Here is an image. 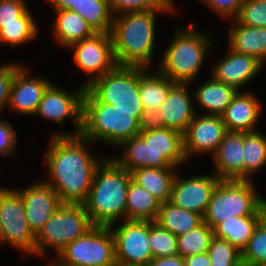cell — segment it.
I'll return each mask as SVG.
<instances>
[{"label":"cell","instance_id":"cell-1","mask_svg":"<svg viewBox=\"0 0 266 266\" xmlns=\"http://www.w3.org/2000/svg\"><path fill=\"white\" fill-rule=\"evenodd\" d=\"M44 159L50 175L47 182L63 204H83L97 167L105 159L88 149L92 143L79 136H51Z\"/></svg>","mask_w":266,"mask_h":266},{"label":"cell","instance_id":"cell-2","mask_svg":"<svg viewBox=\"0 0 266 266\" xmlns=\"http://www.w3.org/2000/svg\"><path fill=\"white\" fill-rule=\"evenodd\" d=\"M170 10L127 12L113 17L111 37L117 66L149 69L153 59L156 14Z\"/></svg>","mask_w":266,"mask_h":266},{"label":"cell","instance_id":"cell-3","mask_svg":"<svg viewBox=\"0 0 266 266\" xmlns=\"http://www.w3.org/2000/svg\"><path fill=\"white\" fill-rule=\"evenodd\" d=\"M122 157L112 158L128 172L139 168L177 169L187 160L183 151V134L169 128L140 132L123 141Z\"/></svg>","mask_w":266,"mask_h":266},{"label":"cell","instance_id":"cell-4","mask_svg":"<svg viewBox=\"0 0 266 266\" xmlns=\"http://www.w3.org/2000/svg\"><path fill=\"white\" fill-rule=\"evenodd\" d=\"M131 172L121 168L112 158L97 167L83 206L93 226L110 227L125 220L127 189Z\"/></svg>","mask_w":266,"mask_h":266},{"label":"cell","instance_id":"cell-5","mask_svg":"<svg viewBox=\"0 0 266 266\" xmlns=\"http://www.w3.org/2000/svg\"><path fill=\"white\" fill-rule=\"evenodd\" d=\"M142 112L117 110L113 105L101 102L86 88L80 136L92 143L99 140L118 147L140 133Z\"/></svg>","mask_w":266,"mask_h":266},{"label":"cell","instance_id":"cell-6","mask_svg":"<svg viewBox=\"0 0 266 266\" xmlns=\"http://www.w3.org/2000/svg\"><path fill=\"white\" fill-rule=\"evenodd\" d=\"M175 29L158 71L174 83L191 84L203 65L212 41L206 33L199 32L193 23L188 28L177 26Z\"/></svg>","mask_w":266,"mask_h":266},{"label":"cell","instance_id":"cell-7","mask_svg":"<svg viewBox=\"0 0 266 266\" xmlns=\"http://www.w3.org/2000/svg\"><path fill=\"white\" fill-rule=\"evenodd\" d=\"M253 180H220L214 189L203 221L213 230L231 217L266 215V199Z\"/></svg>","mask_w":266,"mask_h":266},{"label":"cell","instance_id":"cell-8","mask_svg":"<svg viewBox=\"0 0 266 266\" xmlns=\"http://www.w3.org/2000/svg\"><path fill=\"white\" fill-rule=\"evenodd\" d=\"M93 227L83 204H62L36 235L35 255L46 257V249L56 254Z\"/></svg>","mask_w":266,"mask_h":266},{"label":"cell","instance_id":"cell-9","mask_svg":"<svg viewBox=\"0 0 266 266\" xmlns=\"http://www.w3.org/2000/svg\"><path fill=\"white\" fill-rule=\"evenodd\" d=\"M87 88L101 102L117 110H144L139 91V67L116 66Z\"/></svg>","mask_w":266,"mask_h":266},{"label":"cell","instance_id":"cell-10","mask_svg":"<svg viewBox=\"0 0 266 266\" xmlns=\"http://www.w3.org/2000/svg\"><path fill=\"white\" fill-rule=\"evenodd\" d=\"M57 259L69 266H117L110 228L93 226L62 249Z\"/></svg>","mask_w":266,"mask_h":266},{"label":"cell","instance_id":"cell-11","mask_svg":"<svg viewBox=\"0 0 266 266\" xmlns=\"http://www.w3.org/2000/svg\"><path fill=\"white\" fill-rule=\"evenodd\" d=\"M0 221L3 244L35 255L36 236L29 228L21 195L5 186L0 188Z\"/></svg>","mask_w":266,"mask_h":266},{"label":"cell","instance_id":"cell-12","mask_svg":"<svg viewBox=\"0 0 266 266\" xmlns=\"http://www.w3.org/2000/svg\"><path fill=\"white\" fill-rule=\"evenodd\" d=\"M86 88L82 85L72 93L53 82L45 90L38 104L35 116L52 120L55 123H64L65 119L73 120L76 127L72 133H55L51 136H79L82 129L83 98Z\"/></svg>","mask_w":266,"mask_h":266},{"label":"cell","instance_id":"cell-13","mask_svg":"<svg viewBox=\"0 0 266 266\" xmlns=\"http://www.w3.org/2000/svg\"><path fill=\"white\" fill-rule=\"evenodd\" d=\"M117 266H146L153 255L149 245V221L123 220L111 225Z\"/></svg>","mask_w":266,"mask_h":266},{"label":"cell","instance_id":"cell-14","mask_svg":"<svg viewBox=\"0 0 266 266\" xmlns=\"http://www.w3.org/2000/svg\"><path fill=\"white\" fill-rule=\"evenodd\" d=\"M68 49L73 50V62L76 67L89 76L82 84L85 88L117 66L110 33H95L89 38L73 43Z\"/></svg>","mask_w":266,"mask_h":266},{"label":"cell","instance_id":"cell-15","mask_svg":"<svg viewBox=\"0 0 266 266\" xmlns=\"http://www.w3.org/2000/svg\"><path fill=\"white\" fill-rule=\"evenodd\" d=\"M199 116V117H198ZM196 115L183 134V151L186 160L194 154L214 155L228 132L219 115Z\"/></svg>","mask_w":266,"mask_h":266},{"label":"cell","instance_id":"cell-16","mask_svg":"<svg viewBox=\"0 0 266 266\" xmlns=\"http://www.w3.org/2000/svg\"><path fill=\"white\" fill-rule=\"evenodd\" d=\"M220 179L215 174L192 176L189 178L175 176L170 202L187 211L205 215L212 193Z\"/></svg>","mask_w":266,"mask_h":266},{"label":"cell","instance_id":"cell-17","mask_svg":"<svg viewBox=\"0 0 266 266\" xmlns=\"http://www.w3.org/2000/svg\"><path fill=\"white\" fill-rule=\"evenodd\" d=\"M15 190L21 195L29 228L36 236L63 203L45 180Z\"/></svg>","mask_w":266,"mask_h":266},{"label":"cell","instance_id":"cell-18","mask_svg":"<svg viewBox=\"0 0 266 266\" xmlns=\"http://www.w3.org/2000/svg\"><path fill=\"white\" fill-rule=\"evenodd\" d=\"M263 65L256 57L236 52L229 47L227 55L212 67L211 75L217 81L240 91L261 72Z\"/></svg>","mask_w":266,"mask_h":266},{"label":"cell","instance_id":"cell-19","mask_svg":"<svg viewBox=\"0 0 266 266\" xmlns=\"http://www.w3.org/2000/svg\"><path fill=\"white\" fill-rule=\"evenodd\" d=\"M28 69L21 66L12 80L8 107L23 115H34L48 86L46 78L28 76Z\"/></svg>","mask_w":266,"mask_h":266},{"label":"cell","instance_id":"cell-20","mask_svg":"<svg viewBox=\"0 0 266 266\" xmlns=\"http://www.w3.org/2000/svg\"><path fill=\"white\" fill-rule=\"evenodd\" d=\"M190 84L176 83L170 90L166 100L157 110L164 127L176 130L182 134L195 118L189 86Z\"/></svg>","mask_w":266,"mask_h":266},{"label":"cell","instance_id":"cell-21","mask_svg":"<svg viewBox=\"0 0 266 266\" xmlns=\"http://www.w3.org/2000/svg\"><path fill=\"white\" fill-rule=\"evenodd\" d=\"M244 132L228 131L212 156L220 180H244Z\"/></svg>","mask_w":266,"mask_h":266},{"label":"cell","instance_id":"cell-22","mask_svg":"<svg viewBox=\"0 0 266 266\" xmlns=\"http://www.w3.org/2000/svg\"><path fill=\"white\" fill-rule=\"evenodd\" d=\"M253 93L238 91L221 115L230 132H255L262 112L261 102Z\"/></svg>","mask_w":266,"mask_h":266},{"label":"cell","instance_id":"cell-23","mask_svg":"<svg viewBox=\"0 0 266 266\" xmlns=\"http://www.w3.org/2000/svg\"><path fill=\"white\" fill-rule=\"evenodd\" d=\"M235 24L228 34L232 50L256 57L263 64L266 61V28L246 26L233 19Z\"/></svg>","mask_w":266,"mask_h":266},{"label":"cell","instance_id":"cell-24","mask_svg":"<svg viewBox=\"0 0 266 266\" xmlns=\"http://www.w3.org/2000/svg\"><path fill=\"white\" fill-rule=\"evenodd\" d=\"M56 21L51 28L58 44L68 48L73 43L93 36L96 32L77 13L71 10L54 9Z\"/></svg>","mask_w":266,"mask_h":266},{"label":"cell","instance_id":"cell-25","mask_svg":"<svg viewBox=\"0 0 266 266\" xmlns=\"http://www.w3.org/2000/svg\"><path fill=\"white\" fill-rule=\"evenodd\" d=\"M207 82L195 90L194 103L205 111V115L221 116L231 103L238 90L234 87L217 81L212 75Z\"/></svg>","mask_w":266,"mask_h":266},{"label":"cell","instance_id":"cell-26","mask_svg":"<svg viewBox=\"0 0 266 266\" xmlns=\"http://www.w3.org/2000/svg\"><path fill=\"white\" fill-rule=\"evenodd\" d=\"M177 169L139 168L131 171L132 180L161 203L170 201Z\"/></svg>","mask_w":266,"mask_h":266},{"label":"cell","instance_id":"cell-27","mask_svg":"<svg viewBox=\"0 0 266 266\" xmlns=\"http://www.w3.org/2000/svg\"><path fill=\"white\" fill-rule=\"evenodd\" d=\"M266 215L231 217L214 229V236L227 240L241 252L247 246L257 226Z\"/></svg>","mask_w":266,"mask_h":266},{"label":"cell","instance_id":"cell-28","mask_svg":"<svg viewBox=\"0 0 266 266\" xmlns=\"http://www.w3.org/2000/svg\"><path fill=\"white\" fill-rule=\"evenodd\" d=\"M139 67V91L144 109H155L166 100L169 90L176 84L159 71L148 73Z\"/></svg>","mask_w":266,"mask_h":266},{"label":"cell","instance_id":"cell-29","mask_svg":"<svg viewBox=\"0 0 266 266\" xmlns=\"http://www.w3.org/2000/svg\"><path fill=\"white\" fill-rule=\"evenodd\" d=\"M161 202L132 179L127 189L125 220L155 221Z\"/></svg>","mask_w":266,"mask_h":266},{"label":"cell","instance_id":"cell-30","mask_svg":"<svg viewBox=\"0 0 266 266\" xmlns=\"http://www.w3.org/2000/svg\"><path fill=\"white\" fill-rule=\"evenodd\" d=\"M156 222L176 236L186 233L203 222V217L195 212L187 211L175 206L170 201L161 203Z\"/></svg>","mask_w":266,"mask_h":266},{"label":"cell","instance_id":"cell-31","mask_svg":"<svg viewBox=\"0 0 266 266\" xmlns=\"http://www.w3.org/2000/svg\"><path fill=\"white\" fill-rule=\"evenodd\" d=\"M71 11L79 14L96 33H110L113 23L108 0H82Z\"/></svg>","mask_w":266,"mask_h":266},{"label":"cell","instance_id":"cell-32","mask_svg":"<svg viewBox=\"0 0 266 266\" xmlns=\"http://www.w3.org/2000/svg\"><path fill=\"white\" fill-rule=\"evenodd\" d=\"M244 180L266 166V136L258 130L244 133Z\"/></svg>","mask_w":266,"mask_h":266},{"label":"cell","instance_id":"cell-33","mask_svg":"<svg viewBox=\"0 0 266 266\" xmlns=\"http://www.w3.org/2000/svg\"><path fill=\"white\" fill-rule=\"evenodd\" d=\"M214 230L204 221L196 228L177 236V250L182 258L206 253Z\"/></svg>","mask_w":266,"mask_h":266},{"label":"cell","instance_id":"cell-34","mask_svg":"<svg viewBox=\"0 0 266 266\" xmlns=\"http://www.w3.org/2000/svg\"><path fill=\"white\" fill-rule=\"evenodd\" d=\"M37 34L38 28L29 9L20 17V23L0 24V43L11 47L32 41Z\"/></svg>","mask_w":266,"mask_h":266},{"label":"cell","instance_id":"cell-35","mask_svg":"<svg viewBox=\"0 0 266 266\" xmlns=\"http://www.w3.org/2000/svg\"><path fill=\"white\" fill-rule=\"evenodd\" d=\"M242 264L244 266H266V216L243 249Z\"/></svg>","mask_w":266,"mask_h":266},{"label":"cell","instance_id":"cell-36","mask_svg":"<svg viewBox=\"0 0 266 266\" xmlns=\"http://www.w3.org/2000/svg\"><path fill=\"white\" fill-rule=\"evenodd\" d=\"M149 245L153 258L169 257L178 254L177 236L149 221Z\"/></svg>","mask_w":266,"mask_h":266},{"label":"cell","instance_id":"cell-37","mask_svg":"<svg viewBox=\"0 0 266 266\" xmlns=\"http://www.w3.org/2000/svg\"><path fill=\"white\" fill-rule=\"evenodd\" d=\"M207 253L211 266H243L242 252L227 240L214 236Z\"/></svg>","mask_w":266,"mask_h":266},{"label":"cell","instance_id":"cell-38","mask_svg":"<svg viewBox=\"0 0 266 266\" xmlns=\"http://www.w3.org/2000/svg\"><path fill=\"white\" fill-rule=\"evenodd\" d=\"M235 19L242 25L266 28V0H245Z\"/></svg>","mask_w":266,"mask_h":266},{"label":"cell","instance_id":"cell-39","mask_svg":"<svg viewBox=\"0 0 266 266\" xmlns=\"http://www.w3.org/2000/svg\"><path fill=\"white\" fill-rule=\"evenodd\" d=\"M108 2L113 16L136 11L168 10L159 0H108Z\"/></svg>","mask_w":266,"mask_h":266},{"label":"cell","instance_id":"cell-40","mask_svg":"<svg viewBox=\"0 0 266 266\" xmlns=\"http://www.w3.org/2000/svg\"><path fill=\"white\" fill-rule=\"evenodd\" d=\"M28 8L25 0H0V24L20 23Z\"/></svg>","mask_w":266,"mask_h":266},{"label":"cell","instance_id":"cell-41","mask_svg":"<svg viewBox=\"0 0 266 266\" xmlns=\"http://www.w3.org/2000/svg\"><path fill=\"white\" fill-rule=\"evenodd\" d=\"M2 65V66H1ZM0 65V112L8 108L12 80L21 64L8 63Z\"/></svg>","mask_w":266,"mask_h":266},{"label":"cell","instance_id":"cell-42","mask_svg":"<svg viewBox=\"0 0 266 266\" xmlns=\"http://www.w3.org/2000/svg\"><path fill=\"white\" fill-rule=\"evenodd\" d=\"M222 18L235 19L245 0H200Z\"/></svg>","mask_w":266,"mask_h":266},{"label":"cell","instance_id":"cell-43","mask_svg":"<svg viewBox=\"0 0 266 266\" xmlns=\"http://www.w3.org/2000/svg\"><path fill=\"white\" fill-rule=\"evenodd\" d=\"M17 134L8 121L0 120V154L3 156L12 155L15 157Z\"/></svg>","mask_w":266,"mask_h":266},{"label":"cell","instance_id":"cell-44","mask_svg":"<svg viewBox=\"0 0 266 266\" xmlns=\"http://www.w3.org/2000/svg\"><path fill=\"white\" fill-rule=\"evenodd\" d=\"M140 132L164 128L160 115L155 109H144L139 119Z\"/></svg>","mask_w":266,"mask_h":266},{"label":"cell","instance_id":"cell-45","mask_svg":"<svg viewBox=\"0 0 266 266\" xmlns=\"http://www.w3.org/2000/svg\"><path fill=\"white\" fill-rule=\"evenodd\" d=\"M146 266H185V263L184 258L177 254L169 257L153 258Z\"/></svg>","mask_w":266,"mask_h":266},{"label":"cell","instance_id":"cell-46","mask_svg":"<svg viewBox=\"0 0 266 266\" xmlns=\"http://www.w3.org/2000/svg\"><path fill=\"white\" fill-rule=\"evenodd\" d=\"M185 266H211L208 253L196 254L184 258Z\"/></svg>","mask_w":266,"mask_h":266},{"label":"cell","instance_id":"cell-47","mask_svg":"<svg viewBox=\"0 0 266 266\" xmlns=\"http://www.w3.org/2000/svg\"><path fill=\"white\" fill-rule=\"evenodd\" d=\"M82 0H49L54 9L71 10L77 7Z\"/></svg>","mask_w":266,"mask_h":266},{"label":"cell","instance_id":"cell-48","mask_svg":"<svg viewBox=\"0 0 266 266\" xmlns=\"http://www.w3.org/2000/svg\"><path fill=\"white\" fill-rule=\"evenodd\" d=\"M159 1L165 8H167L171 12L175 11L174 6H173V1H171V0H159Z\"/></svg>","mask_w":266,"mask_h":266},{"label":"cell","instance_id":"cell-49","mask_svg":"<svg viewBox=\"0 0 266 266\" xmlns=\"http://www.w3.org/2000/svg\"><path fill=\"white\" fill-rule=\"evenodd\" d=\"M51 262L47 263L48 265L47 266H69V265H64V264H61L58 260L56 261H52L50 260Z\"/></svg>","mask_w":266,"mask_h":266},{"label":"cell","instance_id":"cell-50","mask_svg":"<svg viewBox=\"0 0 266 266\" xmlns=\"http://www.w3.org/2000/svg\"><path fill=\"white\" fill-rule=\"evenodd\" d=\"M0 244H3V229L1 221H0Z\"/></svg>","mask_w":266,"mask_h":266}]
</instances>
